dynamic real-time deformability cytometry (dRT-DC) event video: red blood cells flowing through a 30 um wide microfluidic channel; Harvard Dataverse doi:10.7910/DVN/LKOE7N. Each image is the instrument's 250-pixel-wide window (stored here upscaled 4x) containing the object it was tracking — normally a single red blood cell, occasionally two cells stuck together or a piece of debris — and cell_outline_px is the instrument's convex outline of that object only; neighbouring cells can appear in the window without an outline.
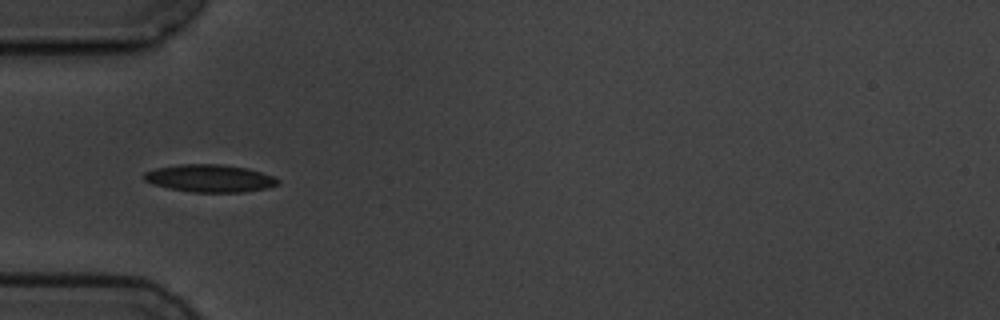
{"species": "common noctule bat (a hibernating species)", "species_latin": "Nyctalus noctula", "temperature_condition": "cold", "stored_images_in_passage": 5, "camera_frame_rate_fps": 3000, "um_per_image_px": 0.085, "animal": {"sex": "male", "body_mass_g": 19.5, "forearm_length_mm": 54.6}, "frame": {"image": 1, "passage_image": 5, "time_ms": 4.333, "image_size_px": [1000, 320], "cell_outline_px": [[280, 184], [268, 188], [244, 192], [192, 192], [168, 188], [152, 184], [144, 180], [144, 172], [156, 168], [180, 164], [220, 164], [248, 168], [272, 176], [280, 180]], "centroid_in_image_um": [17.84, 15.16], "position_along_channel_um": 67.2, "area_um2": 21.56}}